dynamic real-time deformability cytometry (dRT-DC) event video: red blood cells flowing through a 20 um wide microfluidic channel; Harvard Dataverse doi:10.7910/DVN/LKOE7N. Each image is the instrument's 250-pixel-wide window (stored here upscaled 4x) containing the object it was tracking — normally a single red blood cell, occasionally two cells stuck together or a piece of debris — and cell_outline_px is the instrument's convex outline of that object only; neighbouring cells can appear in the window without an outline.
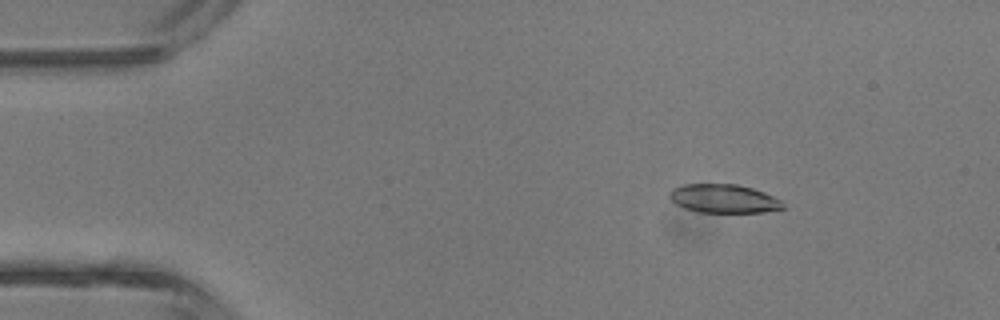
{"species": "common noctule bat (a hibernating species)", "species_latin": "Nyctalus noctula", "temperature_condition": "room temperature", "stored_images_in_passage": 4, "camera_frame_rate_fps": 3000, "um_per_image_px": 0.085, "animal": {"sex": "male", "body_mass_g": 13.3}, "frame": {"image": 1, "passage_image": 2, "time_ms": 1.0, "image_size_px": [1000, 320], "cell_outline_px": [[784, 208], [764, 212], [700, 212], [684, 208], [676, 204], [668, 196], [668, 192], [672, 188], [684, 184], [736, 184], [752, 188], [764, 192], [780, 200]], "centroid_in_image_um": [61.47, 16.87], "position_along_channel_um": 23.5, "area_um2": 18.84}}
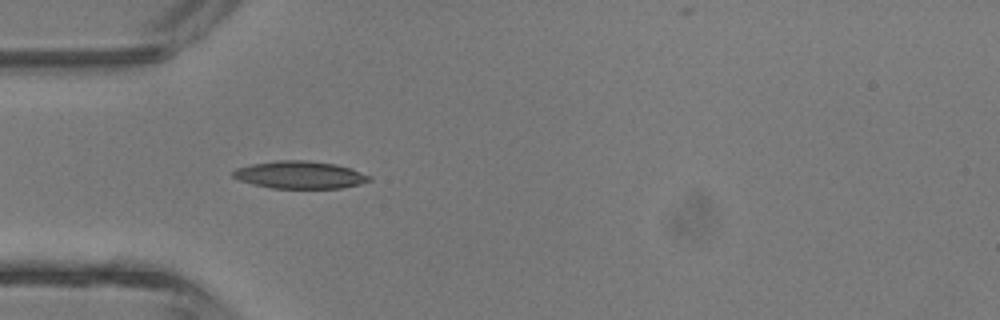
{"frame": {"image": 2, "passage_image": 4, "time_ms": 3.333, "image_size_px": [1000, 320], "cell_outline_px": [[372, 180], [360, 184], [340, 188], [272, 188], [252, 184], [240, 180], [232, 176], [232, 172], [236, 168], [252, 164], [276, 160], [308, 160], [336, 164], [352, 168], [372, 176]], "centroid_in_image_um": [25.52, 14.86], "position_along_channel_um": 59.5, "area_um2": 21.96}}